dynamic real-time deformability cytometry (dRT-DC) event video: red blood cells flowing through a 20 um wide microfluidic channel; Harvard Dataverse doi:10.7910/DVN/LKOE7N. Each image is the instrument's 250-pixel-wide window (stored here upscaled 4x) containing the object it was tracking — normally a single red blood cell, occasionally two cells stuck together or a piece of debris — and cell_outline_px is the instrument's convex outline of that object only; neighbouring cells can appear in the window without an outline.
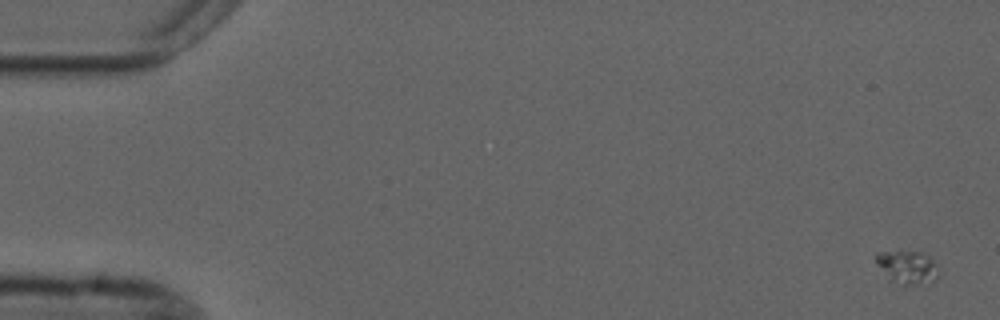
{"species": "common noctule bat (a hibernating species)", "species_latin": "Nyctalus noctula", "temperature_condition": "cold", "stored_images_in_passage": 10, "camera_frame_rate_fps": 3000, "um_per_image_px": 0.085, "animal": {"sex": "male", "forearm_length_mm": 52.5}, "frame": {"image": 1, "passage_image": 1, "time_ms": 0.0, "image_size_px": [1000, 320], "cell_outline_px": [[940, 276], [932, 280], [916, 284], [904, 284], [888, 280], [876, 264], [876, 252], [924, 252], [940, 264]], "centroid_in_image_um": [77.17, 22.69], "position_along_channel_um": 7.8, "area_um2": 12.25}}